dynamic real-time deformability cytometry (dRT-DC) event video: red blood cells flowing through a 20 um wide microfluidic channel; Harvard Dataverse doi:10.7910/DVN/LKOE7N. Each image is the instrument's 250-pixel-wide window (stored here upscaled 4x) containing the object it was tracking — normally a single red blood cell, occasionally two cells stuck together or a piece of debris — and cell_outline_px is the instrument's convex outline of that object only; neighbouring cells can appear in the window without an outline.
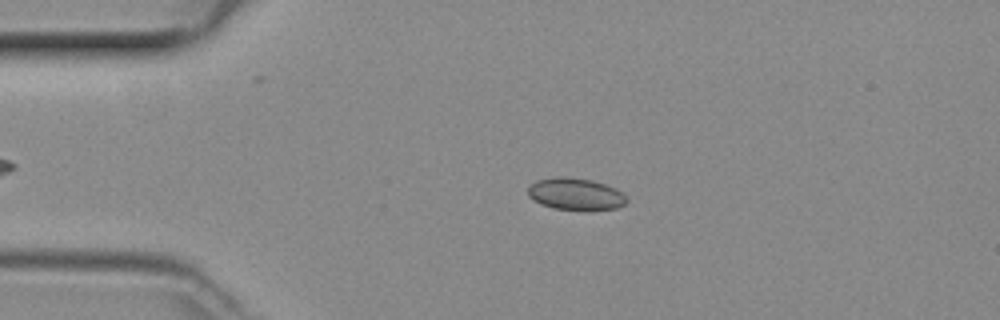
{"species": "common noctule bat (a hibernating species)", "species_latin": "Nyctalus noctula", "temperature_condition": "room temperature", "stored_images_in_passage": 42, "camera_frame_rate_fps": 3000, "um_per_image_px": 0.085, "animal": {"sex": "female", "body_mass_g": 29.2, "forearm_length_mm": 56.3}, "frame": {"image": 1, "passage_image": 10, "time_ms": 3.0, "image_size_px": [1000, 320], "cell_outline_px": [[628, 200], [624, 204], [616, 208], [588, 212], [552, 208], [540, 204], [528, 196], [528, 188], [536, 180], [560, 176], [592, 180], [616, 188]], "centroid_in_image_um": [48.92, 16.53], "position_along_channel_um": 36.1, "area_um2": 18.67}}
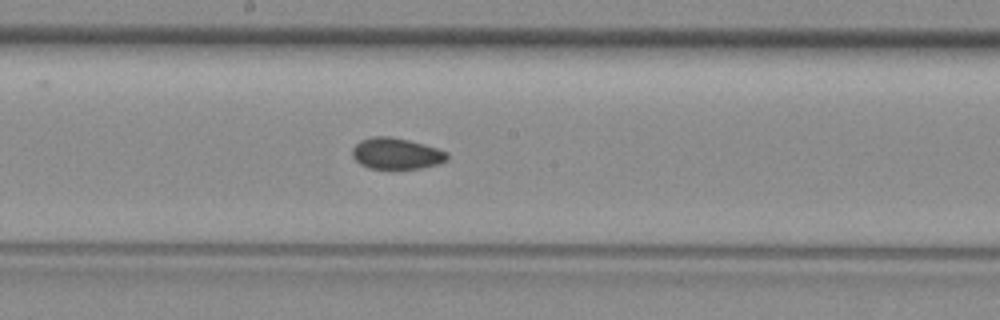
{"frame": {"image": 2, "passage_image": 25, "time_ms": 8.0, "image_size_px": [1000, 320], "cell_outline_px": [[448, 160], [436, 164], [420, 168], [368, 168], [360, 164], [352, 156], [352, 148], [360, 140], [372, 136], [388, 136], [408, 140], [424, 144], [448, 152]], "centroid_in_image_um": [33.67, 13.04], "position_along_channel_um": 214.5, "area_um2": 17.17}}
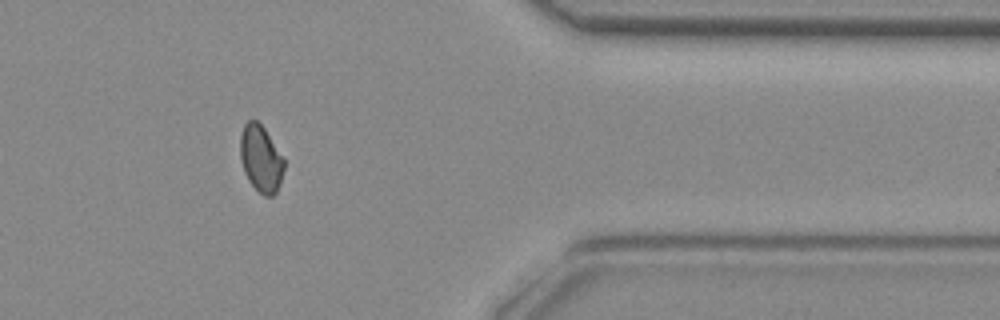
{"frame": {"image": 3, "passage_image": 39, "time_ms": 12.667, "image_size_px": [1000, 320], "cell_outline_px": [[284, 168], [276, 192], [272, 196], [264, 196], [248, 180], [244, 172], [240, 160], [240, 136], [244, 124], [248, 120], [256, 120], [264, 128], [284, 156]], "centroid_in_image_um": [22.16, 13.46], "position_along_channel_um": 389.2, "area_um2": 17.05}}